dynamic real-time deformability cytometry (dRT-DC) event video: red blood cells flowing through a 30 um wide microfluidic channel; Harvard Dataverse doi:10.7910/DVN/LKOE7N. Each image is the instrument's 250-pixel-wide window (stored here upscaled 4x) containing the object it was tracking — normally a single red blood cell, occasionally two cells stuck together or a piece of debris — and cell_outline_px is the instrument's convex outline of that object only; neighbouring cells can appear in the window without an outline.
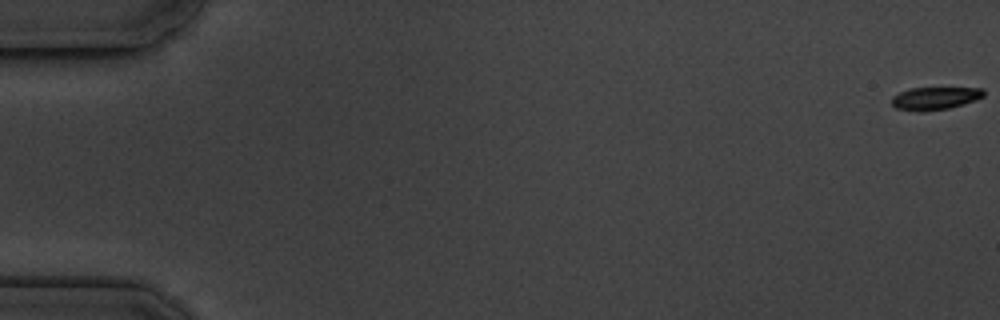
{"species": "common noctule bat (a hibernating species)", "species_latin": "Nyctalus noctula", "temperature_condition": "cold", "stored_images_in_passage": 5, "camera_frame_rate_fps": 3000, "um_per_image_px": 0.085, "animal": {"sex": "male", "body_mass_g": 19.5, "forearm_length_mm": 54.6}, "frame": {"image": 1, "passage_image": 1, "time_ms": 0.0, "image_size_px": [1000, 320], "cell_outline_px": [[984, 96], [976, 100], [964, 104], [948, 108], [924, 112], [920, 112], [896, 108], [892, 104], [892, 96], [908, 88], [984, 88]], "centroid_in_image_um": [79.47, 8.36], "position_along_channel_um": 5.5, "area_um2": 12.25}}
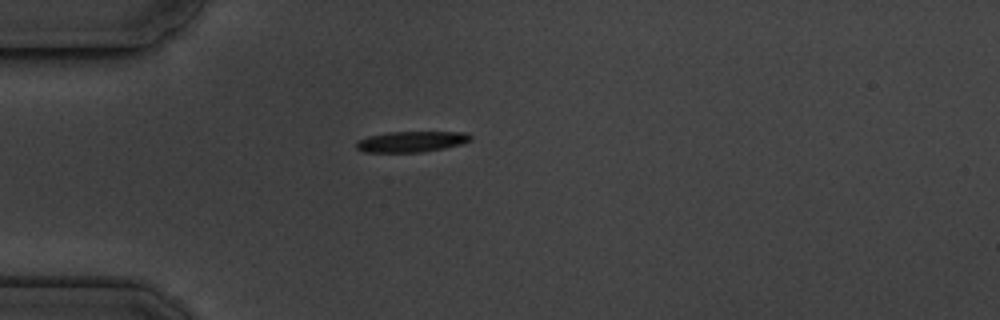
{"frame": {"image": 2, "passage_image": 5, "time_ms": 5.333, "image_size_px": [1000, 320], "cell_outline_px": [[472, 140], [460, 144], [444, 148], [420, 152], [364, 152], [356, 148], [356, 144], [360, 140], [368, 136], [392, 132], [464, 132], [472, 136]], "centroid_in_image_um": [34.98, 12.04], "position_along_channel_um": 50.0, "area_um2": 13.64}}